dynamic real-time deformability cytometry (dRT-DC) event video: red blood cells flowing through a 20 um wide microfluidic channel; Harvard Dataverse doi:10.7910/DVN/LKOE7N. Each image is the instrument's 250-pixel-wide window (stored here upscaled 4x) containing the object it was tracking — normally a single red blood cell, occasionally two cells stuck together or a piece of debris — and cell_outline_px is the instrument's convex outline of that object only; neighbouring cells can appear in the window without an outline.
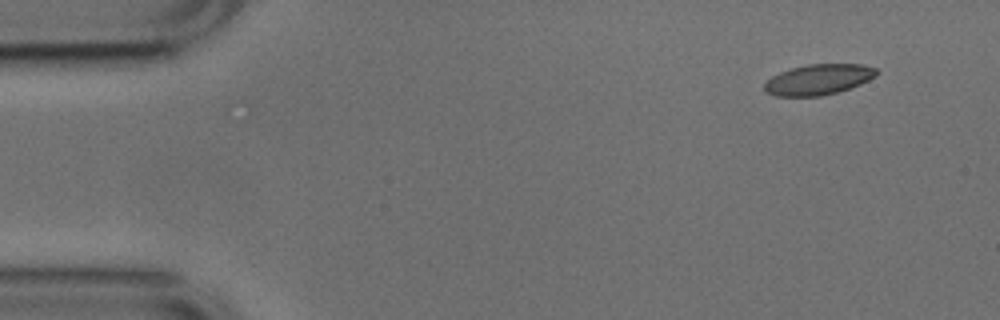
{"species": "common noctule bat (a hibernating species)", "species_latin": "Nyctalus noctula", "temperature_condition": "cold", "stored_images_in_passage": 49, "camera_frame_rate_fps": 3000, "um_per_image_px": 0.085, "animal": {"sex": "male", "body_mass_g": 17.9, "forearm_length_mm": 54.2}, "frame": {"image": 1, "passage_image": 1, "time_ms": 0.0, "image_size_px": [1000, 320], "cell_outline_px": [[880, 72], [876, 76], [860, 84], [836, 92], [820, 96], [776, 96], [764, 92], [764, 84], [772, 76], [780, 72], [792, 68], [808, 64], [860, 64], [876, 68]], "centroid_in_image_um": [69.56, 6.76], "position_along_channel_um": 15.4, "area_um2": 19.88}}
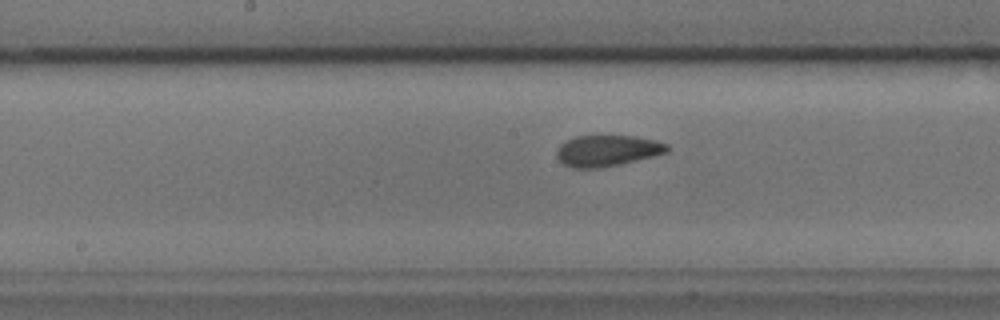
{"frame": {"image": 2, "passage_image": 23, "time_ms": 7.333, "image_size_px": [1000, 320], "cell_outline_px": [[672, 148], [668, 152], [620, 164], [600, 168], [572, 168], [564, 164], [556, 156], [556, 148], [560, 144], [576, 136], [636, 136], [656, 140], [668, 144]], "centroid_in_image_um": [51.63, 12.8], "position_along_channel_um": 196.6, "area_um2": 20.11}}
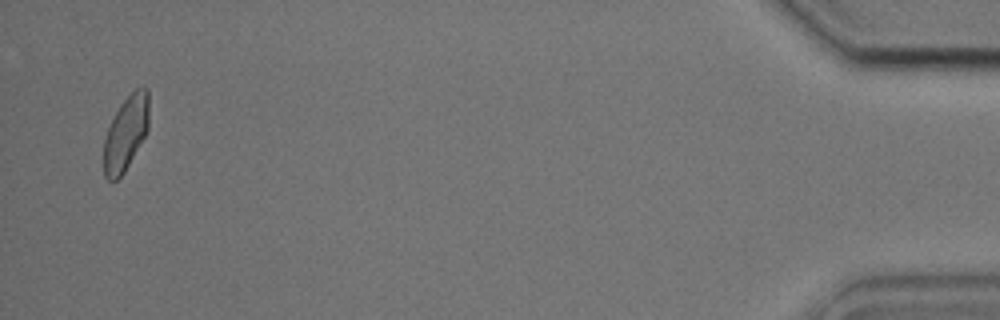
{"frame": {"image": 3, "passage_image": 48, "time_ms": 15.667, "image_size_px": [1000, 320], "cell_outline_px": [[148, 128], [144, 136], [124, 172], [116, 180], [108, 180], [104, 176], [104, 140], [108, 128], [120, 104], [136, 88], [144, 84], [148, 88]], "centroid_in_image_um": [10.7, 11.29], "position_along_channel_um": 424.5, "area_um2": 19.31}, "authors_computed_cell_mechanics": {"area_um2": 20.1144, "velocity_mm_per_s": 3.7635, "shape_relaxation_time_tau1_ms": null, "shape_relaxation_time_tau2_ms": 1.5473, "deformation_change_tau1": null, "deformation_change_tau2": 0.0676}}